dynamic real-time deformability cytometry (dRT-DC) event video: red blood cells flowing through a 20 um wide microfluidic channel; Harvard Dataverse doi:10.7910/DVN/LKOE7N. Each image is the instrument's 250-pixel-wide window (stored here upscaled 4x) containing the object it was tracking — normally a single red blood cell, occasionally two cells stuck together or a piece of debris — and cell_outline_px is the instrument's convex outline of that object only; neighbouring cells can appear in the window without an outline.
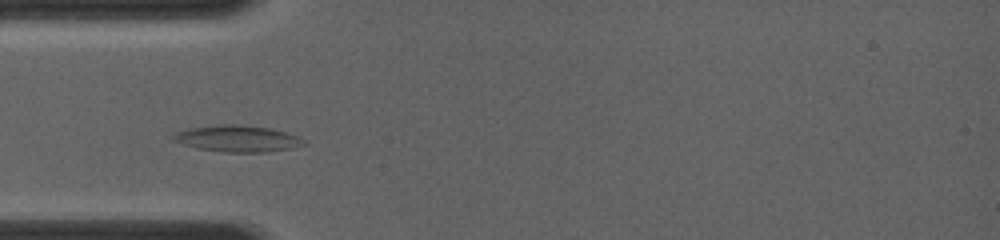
{"species": "common noctule bat (a hibernating species)", "species_latin": "Nyctalus noctula", "temperature_condition": "room temperature", "stored_images_in_passage": 5, "camera_frame_rate_fps": 4000, "um_per_image_px": 0.085, "animal": {"sex": "female", "body_mass_g": 19.0, "forearm_length_mm": 56.7}, "frame": {"image": 1, "passage_image": 4, "time_ms": 2.25, "image_size_px": [1000, 240], "cell_outline_px": [[308, 144], [268, 152], [220, 152], [200, 148], [184, 144], [172, 140], [172, 136], [176, 132], [192, 128], [220, 124], [240, 124], [268, 128], [284, 132], [296, 136], [304, 140]], "centroid_in_image_um": [20.18, 11.78], "position_along_channel_um": 64.8, "area_um2": 19.83}}
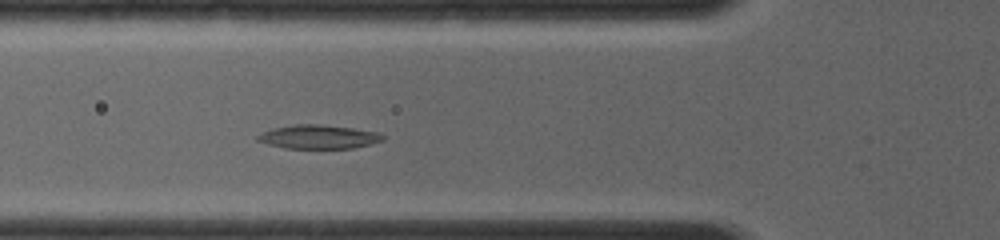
{"frame": {"image": 2, "passage_image": 5, "time_ms": 3.0, "image_size_px": [1000, 240], "cell_outline_px": [[384, 140], [352, 148], [284, 148], [268, 144], [256, 140], [256, 136], [272, 128], [296, 124], [316, 124], [352, 128], [380, 132], [384, 136]], "centroid_in_image_um": [27.07, 11.63], "position_along_channel_um": 98.7, "area_um2": 17.22}}